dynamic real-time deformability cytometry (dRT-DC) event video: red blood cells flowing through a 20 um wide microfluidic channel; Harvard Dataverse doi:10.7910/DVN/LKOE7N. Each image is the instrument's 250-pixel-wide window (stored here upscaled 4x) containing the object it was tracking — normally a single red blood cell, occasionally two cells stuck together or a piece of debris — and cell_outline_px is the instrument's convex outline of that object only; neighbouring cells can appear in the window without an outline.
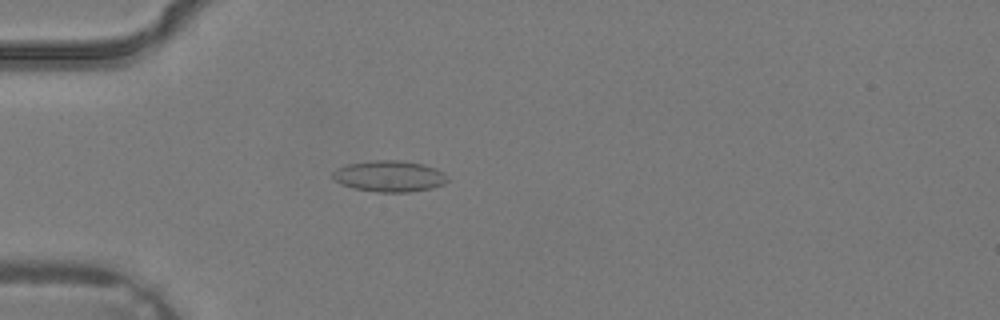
{"species": "common noctule bat (a hibernating species)", "species_latin": "Nyctalus noctula", "temperature_condition": "warm", "stored_images_in_passage": 1, "camera_frame_rate_fps": 3000, "um_per_image_px": 0.085, "animal": {"sex": "male", "body_mass_g": 19.2, "forearm_length_mm": 51.8}, "frame": {"image": 1, "passage_image": 1, "time_ms": 0.0, "image_size_px": [1000, 320], "cell_outline_px": [[448, 180], [444, 184], [432, 188], [408, 192], [376, 192], [352, 188], [340, 184], [332, 176], [332, 172], [336, 168], [348, 164], [372, 160], [400, 160], [424, 164], [436, 168], [444, 172], [448, 176]], "centroid_in_image_um": [33.11, 14.97], "position_along_channel_um": 51.9, "area_um2": 21.1}}